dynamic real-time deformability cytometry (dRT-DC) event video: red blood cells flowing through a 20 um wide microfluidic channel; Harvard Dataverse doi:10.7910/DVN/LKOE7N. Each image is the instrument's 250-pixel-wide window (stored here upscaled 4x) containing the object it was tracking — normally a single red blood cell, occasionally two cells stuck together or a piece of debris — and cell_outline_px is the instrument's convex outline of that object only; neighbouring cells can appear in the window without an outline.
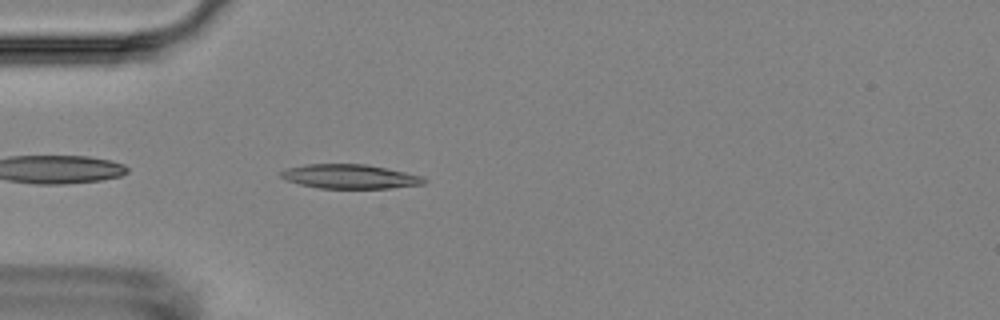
{"species": "Egyptian fruit bat (a non-hibernating species)", "species_latin": "Rousettus aegyptiacus", "temperature_condition": "room temperature", "stored_images_in_passage": 3, "camera_frame_rate_fps": 3000, "um_per_image_px": 0.085, "animal": {"sex": "female"}, "frame": {"image": 1, "passage_image": 3, "time_ms": 2.667, "image_size_px": [1000, 320], "cell_outline_px": [[428, 180], [424, 184], [388, 188], [320, 188], [300, 184], [284, 180], [280, 176], [280, 172], [288, 168], [304, 164], [364, 164], [404, 172], [420, 176]], "centroid_in_image_um": [29.69, 15.0], "position_along_channel_um": 55.3, "area_um2": 20.0}}